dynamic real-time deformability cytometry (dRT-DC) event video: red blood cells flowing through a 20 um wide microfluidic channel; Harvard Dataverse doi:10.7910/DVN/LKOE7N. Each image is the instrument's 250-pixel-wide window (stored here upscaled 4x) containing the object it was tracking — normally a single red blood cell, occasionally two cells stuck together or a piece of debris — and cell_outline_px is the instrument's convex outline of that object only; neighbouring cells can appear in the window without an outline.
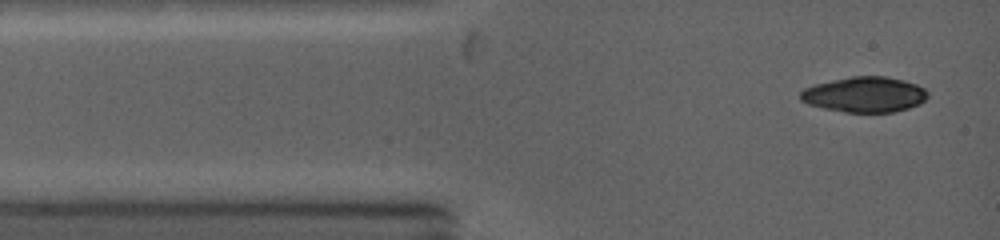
{"species": "common noctule bat (a hibernating species)", "species_latin": "Nyctalus noctula", "temperature_condition": "warm", "stored_images_in_passage": 3, "camera_frame_rate_fps": 5000, "um_per_image_px": 0.085, "animal": {"sex": "female", "body_mass_g": 19.0, "forearm_length_mm": 53.3}, "frame": {"image": 1, "passage_image": 1, "time_ms": 0.0, "image_size_px": [1000, 240], "cell_outline_px": [[928, 96], [920, 104], [908, 108], [892, 112], [844, 112], [824, 108], [808, 104], [800, 100], [800, 92], [804, 88], [816, 84], [852, 76], [884, 76], [904, 80], [916, 84], [924, 88], [928, 92]], "centroid_in_image_um": [73.5, 8.03], "position_along_channel_um": 11.5, "area_um2": 26.18}}